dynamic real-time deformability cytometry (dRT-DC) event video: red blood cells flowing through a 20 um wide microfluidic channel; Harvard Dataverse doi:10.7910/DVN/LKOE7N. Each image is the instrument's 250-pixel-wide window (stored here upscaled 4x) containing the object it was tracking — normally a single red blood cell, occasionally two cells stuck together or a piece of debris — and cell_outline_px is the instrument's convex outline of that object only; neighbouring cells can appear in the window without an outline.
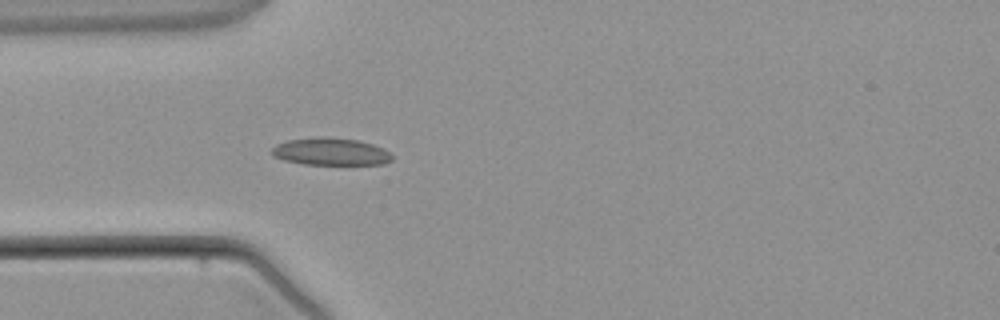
{"species": "common noctule bat (a hibernating species)", "species_latin": "Nyctalus noctula", "temperature_condition": "warm", "stored_images_in_passage": 2, "camera_frame_rate_fps": 3000, "um_per_image_px": 0.085, "animal": {"sex": "male", "body_mass_g": 21.5, "forearm_length_mm": 52.0}, "frame": {"image": 1, "passage_image": 2, "time_ms": 1.667, "image_size_px": [1000, 320], "cell_outline_px": [[392, 160], [384, 164], [304, 164], [284, 160], [272, 156], [272, 148], [276, 144], [288, 140], [320, 136], [356, 140], [372, 144], [384, 148], [392, 156]], "centroid_in_image_um": [28.09, 12.89], "position_along_channel_um": 56.9, "area_um2": 19.07}}